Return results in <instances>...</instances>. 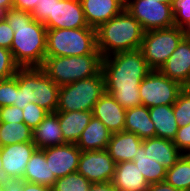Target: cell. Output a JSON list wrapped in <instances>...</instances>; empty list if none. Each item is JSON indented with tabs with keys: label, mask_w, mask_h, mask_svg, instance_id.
<instances>
[{
	"label": "cell",
	"mask_w": 190,
	"mask_h": 191,
	"mask_svg": "<svg viewBox=\"0 0 190 191\" xmlns=\"http://www.w3.org/2000/svg\"><path fill=\"white\" fill-rule=\"evenodd\" d=\"M150 71L140 49L103 57L105 92L124 109L140 106L139 84Z\"/></svg>",
	"instance_id": "1"
},
{
	"label": "cell",
	"mask_w": 190,
	"mask_h": 191,
	"mask_svg": "<svg viewBox=\"0 0 190 191\" xmlns=\"http://www.w3.org/2000/svg\"><path fill=\"white\" fill-rule=\"evenodd\" d=\"M3 17L14 31L10 51L20 67H40L46 58L47 29L31 13L10 8Z\"/></svg>",
	"instance_id": "2"
},
{
	"label": "cell",
	"mask_w": 190,
	"mask_h": 191,
	"mask_svg": "<svg viewBox=\"0 0 190 191\" xmlns=\"http://www.w3.org/2000/svg\"><path fill=\"white\" fill-rule=\"evenodd\" d=\"M144 33L138 20L124 9L96 29L97 49L102 57L140 49Z\"/></svg>",
	"instance_id": "3"
},
{
	"label": "cell",
	"mask_w": 190,
	"mask_h": 191,
	"mask_svg": "<svg viewBox=\"0 0 190 191\" xmlns=\"http://www.w3.org/2000/svg\"><path fill=\"white\" fill-rule=\"evenodd\" d=\"M15 77L14 106L23 109L32 102L48 112H56L60 87L40 67H20Z\"/></svg>",
	"instance_id": "4"
},
{
	"label": "cell",
	"mask_w": 190,
	"mask_h": 191,
	"mask_svg": "<svg viewBox=\"0 0 190 191\" xmlns=\"http://www.w3.org/2000/svg\"><path fill=\"white\" fill-rule=\"evenodd\" d=\"M102 55L46 56L40 68L59 87L98 75L102 71Z\"/></svg>",
	"instance_id": "5"
},
{
	"label": "cell",
	"mask_w": 190,
	"mask_h": 191,
	"mask_svg": "<svg viewBox=\"0 0 190 191\" xmlns=\"http://www.w3.org/2000/svg\"><path fill=\"white\" fill-rule=\"evenodd\" d=\"M100 54L96 29H47L46 56H82Z\"/></svg>",
	"instance_id": "6"
},
{
	"label": "cell",
	"mask_w": 190,
	"mask_h": 191,
	"mask_svg": "<svg viewBox=\"0 0 190 191\" xmlns=\"http://www.w3.org/2000/svg\"><path fill=\"white\" fill-rule=\"evenodd\" d=\"M104 93L105 79L101 71L93 77L61 86L56 111H93L94 105Z\"/></svg>",
	"instance_id": "7"
},
{
	"label": "cell",
	"mask_w": 190,
	"mask_h": 191,
	"mask_svg": "<svg viewBox=\"0 0 190 191\" xmlns=\"http://www.w3.org/2000/svg\"><path fill=\"white\" fill-rule=\"evenodd\" d=\"M185 29L173 26L146 31L140 51L151 70H160L184 39Z\"/></svg>",
	"instance_id": "8"
},
{
	"label": "cell",
	"mask_w": 190,
	"mask_h": 191,
	"mask_svg": "<svg viewBox=\"0 0 190 191\" xmlns=\"http://www.w3.org/2000/svg\"><path fill=\"white\" fill-rule=\"evenodd\" d=\"M184 89L178 82L166 77L160 70H151L139 84L142 105L150 108L173 105Z\"/></svg>",
	"instance_id": "9"
},
{
	"label": "cell",
	"mask_w": 190,
	"mask_h": 191,
	"mask_svg": "<svg viewBox=\"0 0 190 191\" xmlns=\"http://www.w3.org/2000/svg\"><path fill=\"white\" fill-rule=\"evenodd\" d=\"M172 5L159 0H135L126 10L138 20L146 32L174 26Z\"/></svg>",
	"instance_id": "10"
},
{
	"label": "cell",
	"mask_w": 190,
	"mask_h": 191,
	"mask_svg": "<svg viewBox=\"0 0 190 191\" xmlns=\"http://www.w3.org/2000/svg\"><path fill=\"white\" fill-rule=\"evenodd\" d=\"M116 163L107 150L81 151L77 172L91 183L110 182Z\"/></svg>",
	"instance_id": "11"
},
{
	"label": "cell",
	"mask_w": 190,
	"mask_h": 191,
	"mask_svg": "<svg viewBox=\"0 0 190 191\" xmlns=\"http://www.w3.org/2000/svg\"><path fill=\"white\" fill-rule=\"evenodd\" d=\"M43 24L46 29L89 27L80 0H54L53 17Z\"/></svg>",
	"instance_id": "12"
},
{
	"label": "cell",
	"mask_w": 190,
	"mask_h": 191,
	"mask_svg": "<svg viewBox=\"0 0 190 191\" xmlns=\"http://www.w3.org/2000/svg\"><path fill=\"white\" fill-rule=\"evenodd\" d=\"M56 179L77 172L81 150L74 143L41 149Z\"/></svg>",
	"instance_id": "13"
},
{
	"label": "cell",
	"mask_w": 190,
	"mask_h": 191,
	"mask_svg": "<svg viewBox=\"0 0 190 191\" xmlns=\"http://www.w3.org/2000/svg\"><path fill=\"white\" fill-rule=\"evenodd\" d=\"M37 149L32 142H23L1 147L3 170L14 180H23L31 155Z\"/></svg>",
	"instance_id": "14"
},
{
	"label": "cell",
	"mask_w": 190,
	"mask_h": 191,
	"mask_svg": "<svg viewBox=\"0 0 190 191\" xmlns=\"http://www.w3.org/2000/svg\"><path fill=\"white\" fill-rule=\"evenodd\" d=\"M160 71L184 88H190V47L183 39Z\"/></svg>",
	"instance_id": "15"
},
{
	"label": "cell",
	"mask_w": 190,
	"mask_h": 191,
	"mask_svg": "<svg viewBox=\"0 0 190 191\" xmlns=\"http://www.w3.org/2000/svg\"><path fill=\"white\" fill-rule=\"evenodd\" d=\"M93 116L99 119L111 133L124 130L126 109L110 94L104 93L93 108Z\"/></svg>",
	"instance_id": "16"
},
{
	"label": "cell",
	"mask_w": 190,
	"mask_h": 191,
	"mask_svg": "<svg viewBox=\"0 0 190 191\" xmlns=\"http://www.w3.org/2000/svg\"><path fill=\"white\" fill-rule=\"evenodd\" d=\"M142 141L136 134L123 130L111 134L106 150L116 164L133 161Z\"/></svg>",
	"instance_id": "17"
},
{
	"label": "cell",
	"mask_w": 190,
	"mask_h": 191,
	"mask_svg": "<svg viewBox=\"0 0 190 191\" xmlns=\"http://www.w3.org/2000/svg\"><path fill=\"white\" fill-rule=\"evenodd\" d=\"M80 2L89 27L94 29L124 10L118 0H80Z\"/></svg>",
	"instance_id": "18"
},
{
	"label": "cell",
	"mask_w": 190,
	"mask_h": 191,
	"mask_svg": "<svg viewBox=\"0 0 190 191\" xmlns=\"http://www.w3.org/2000/svg\"><path fill=\"white\" fill-rule=\"evenodd\" d=\"M32 142L37 149L66 144L60 128L58 113L49 112L44 120L32 130Z\"/></svg>",
	"instance_id": "19"
},
{
	"label": "cell",
	"mask_w": 190,
	"mask_h": 191,
	"mask_svg": "<svg viewBox=\"0 0 190 191\" xmlns=\"http://www.w3.org/2000/svg\"><path fill=\"white\" fill-rule=\"evenodd\" d=\"M112 183L118 191H147L149 186L133 161L116 164Z\"/></svg>",
	"instance_id": "20"
},
{
	"label": "cell",
	"mask_w": 190,
	"mask_h": 191,
	"mask_svg": "<svg viewBox=\"0 0 190 191\" xmlns=\"http://www.w3.org/2000/svg\"><path fill=\"white\" fill-rule=\"evenodd\" d=\"M142 145L145 153L166 169H170L183 154L170 139L148 138L142 141Z\"/></svg>",
	"instance_id": "21"
},
{
	"label": "cell",
	"mask_w": 190,
	"mask_h": 191,
	"mask_svg": "<svg viewBox=\"0 0 190 191\" xmlns=\"http://www.w3.org/2000/svg\"><path fill=\"white\" fill-rule=\"evenodd\" d=\"M111 134L104 123L93 116L76 145L81 151L106 150Z\"/></svg>",
	"instance_id": "22"
},
{
	"label": "cell",
	"mask_w": 190,
	"mask_h": 191,
	"mask_svg": "<svg viewBox=\"0 0 190 191\" xmlns=\"http://www.w3.org/2000/svg\"><path fill=\"white\" fill-rule=\"evenodd\" d=\"M62 135L67 143L76 144L83 130L93 117L92 111H56Z\"/></svg>",
	"instance_id": "23"
},
{
	"label": "cell",
	"mask_w": 190,
	"mask_h": 191,
	"mask_svg": "<svg viewBox=\"0 0 190 191\" xmlns=\"http://www.w3.org/2000/svg\"><path fill=\"white\" fill-rule=\"evenodd\" d=\"M56 180L47 164L45 153L41 149H36L26 164L23 181L52 188Z\"/></svg>",
	"instance_id": "24"
},
{
	"label": "cell",
	"mask_w": 190,
	"mask_h": 191,
	"mask_svg": "<svg viewBox=\"0 0 190 191\" xmlns=\"http://www.w3.org/2000/svg\"><path fill=\"white\" fill-rule=\"evenodd\" d=\"M124 130L136 134L142 140L155 137V127L150 119L149 108L140 105L126 109Z\"/></svg>",
	"instance_id": "25"
},
{
	"label": "cell",
	"mask_w": 190,
	"mask_h": 191,
	"mask_svg": "<svg viewBox=\"0 0 190 191\" xmlns=\"http://www.w3.org/2000/svg\"><path fill=\"white\" fill-rule=\"evenodd\" d=\"M149 115L155 127V137L173 140L179 128L173 112V105L149 108Z\"/></svg>",
	"instance_id": "26"
},
{
	"label": "cell",
	"mask_w": 190,
	"mask_h": 191,
	"mask_svg": "<svg viewBox=\"0 0 190 191\" xmlns=\"http://www.w3.org/2000/svg\"><path fill=\"white\" fill-rule=\"evenodd\" d=\"M135 154L133 162L149 184L163 182L165 180L167 169L146 154L143 145L138 148Z\"/></svg>",
	"instance_id": "27"
},
{
	"label": "cell",
	"mask_w": 190,
	"mask_h": 191,
	"mask_svg": "<svg viewBox=\"0 0 190 191\" xmlns=\"http://www.w3.org/2000/svg\"><path fill=\"white\" fill-rule=\"evenodd\" d=\"M32 141V129L24 122H0L1 147Z\"/></svg>",
	"instance_id": "28"
},
{
	"label": "cell",
	"mask_w": 190,
	"mask_h": 191,
	"mask_svg": "<svg viewBox=\"0 0 190 191\" xmlns=\"http://www.w3.org/2000/svg\"><path fill=\"white\" fill-rule=\"evenodd\" d=\"M167 184L181 191H190V159L184 154L167 169L164 180Z\"/></svg>",
	"instance_id": "29"
},
{
	"label": "cell",
	"mask_w": 190,
	"mask_h": 191,
	"mask_svg": "<svg viewBox=\"0 0 190 191\" xmlns=\"http://www.w3.org/2000/svg\"><path fill=\"white\" fill-rule=\"evenodd\" d=\"M92 183L78 172L70 173L62 178H58L53 187V191H89Z\"/></svg>",
	"instance_id": "30"
},
{
	"label": "cell",
	"mask_w": 190,
	"mask_h": 191,
	"mask_svg": "<svg viewBox=\"0 0 190 191\" xmlns=\"http://www.w3.org/2000/svg\"><path fill=\"white\" fill-rule=\"evenodd\" d=\"M173 112L179 126L190 124V88H184L173 104Z\"/></svg>",
	"instance_id": "31"
},
{
	"label": "cell",
	"mask_w": 190,
	"mask_h": 191,
	"mask_svg": "<svg viewBox=\"0 0 190 191\" xmlns=\"http://www.w3.org/2000/svg\"><path fill=\"white\" fill-rule=\"evenodd\" d=\"M174 26L190 30V0L173 1Z\"/></svg>",
	"instance_id": "32"
},
{
	"label": "cell",
	"mask_w": 190,
	"mask_h": 191,
	"mask_svg": "<svg viewBox=\"0 0 190 191\" xmlns=\"http://www.w3.org/2000/svg\"><path fill=\"white\" fill-rule=\"evenodd\" d=\"M23 121L30 128H36L49 113L44 108L35 103H28L23 109Z\"/></svg>",
	"instance_id": "33"
},
{
	"label": "cell",
	"mask_w": 190,
	"mask_h": 191,
	"mask_svg": "<svg viewBox=\"0 0 190 191\" xmlns=\"http://www.w3.org/2000/svg\"><path fill=\"white\" fill-rule=\"evenodd\" d=\"M20 66L14 61L12 52L0 47V80L15 76Z\"/></svg>",
	"instance_id": "34"
},
{
	"label": "cell",
	"mask_w": 190,
	"mask_h": 191,
	"mask_svg": "<svg viewBox=\"0 0 190 191\" xmlns=\"http://www.w3.org/2000/svg\"><path fill=\"white\" fill-rule=\"evenodd\" d=\"M16 97V77L0 80V107L11 106Z\"/></svg>",
	"instance_id": "35"
},
{
	"label": "cell",
	"mask_w": 190,
	"mask_h": 191,
	"mask_svg": "<svg viewBox=\"0 0 190 191\" xmlns=\"http://www.w3.org/2000/svg\"><path fill=\"white\" fill-rule=\"evenodd\" d=\"M54 0H40L31 15L33 19L44 23L49 17H53Z\"/></svg>",
	"instance_id": "36"
},
{
	"label": "cell",
	"mask_w": 190,
	"mask_h": 191,
	"mask_svg": "<svg viewBox=\"0 0 190 191\" xmlns=\"http://www.w3.org/2000/svg\"><path fill=\"white\" fill-rule=\"evenodd\" d=\"M0 122H24L23 121V110L14 105L0 107Z\"/></svg>",
	"instance_id": "37"
},
{
	"label": "cell",
	"mask_w": 190,
	"mask_h": 191,
	"mask_svg": "<svg viewBox=\"0 0 190 191\" xmlns=\"http://www.w3.org/2000/svg\"><path fill=\"white\" fill-rule=\"evenodd\" d=\"M172 142L184 154L190 147V124L179 126Z\"/></svg>",
	"instance_id": "38"
},
{
	"label": "cell",
	"mask_w": 190,
	"mask_h": 191,
	"mask_svg": "<svg viewBox=\"0 0 190 191\" xmlns=\"http://www.w3.org/2000/svg\"><path fill=\"white\" fill-rule=\"evenodd\" d=\"M14 31L7 20L2 17L0 20V47L10 50L13 41Z\"/></svg>",
	"instance_id": "39"
},
{
	"label": "cell",
	"mask_w": 190,
	"mask_h": 191,
	"mask_svg": "<svg viewBox=\"0 0 190 191\" xmlns=\"http://www.w3.org/2000/svg\"><path fill=\"white\" fill-rule=\"evenodd\" d=\"M39 2L40 0H14L13 8L32 13L33 9Z\"/></svg>",
	"instance_id": "40"
},
{
	"label": "cell",
	"mask_w": 190,
	"mask_h": 191,
	"mask_svg": "<svg viewBox=\"0 0 190 191\" xmlns=\"http://www.w3.org/2000/svg\"><path fill=\"white\" fill-rule=\"evenodd\" d=\"M147 191H181L165 181L149 184Z\"/></svg>",
	"instance_id": "41"
},
{
	"label": "cell",
	"mask_w": 190,
	"mask_h": 191,
	"mask_svg": "<svg viewBox=\"0 0 190 191\" xmlns=\"http://www.w3.org/2000/svg\"><path fill=\"white\" fill-rule=\"evenodd\" d=\"M22 191H53L51 187L22 180Z\"/></svg>",
	"instance_id": "42"
},
{
	"label": "cell",
	"mask_w": 190,
	"mask_h": 191,
	"mask_svg": "<svg viewBox=\"0 0 190 191\" xmlns=\"http://www.w3.org/2000/svg\"><path fill=\"white\" fill-rule=\"evenodd\" d=\"M89 191H118L112 181L103 183H92Z\"/></svg>",
	"instance_id": "43"
},
{
	"label": "cell",
	"mask_w": 190,
	"mask_h": 191,
	"mask_svg": "<svg viewBox=\"0 0 190 191\" xmlns=\"http://www.w3.org/2000/svg\"><path fill=\"white\" fill-rule=\"evenodd\" d=\"M14 179H12L5 170H3L2 160H1V147H0V184L3 186H7Z\"/></svg>",
	"instance_id": "44"
},
{
	"label": "cell",
	"mask_w": 190,
	"mask_h": 191,
	"mask_svg": "<svg viewBox=\"0 0 190 191\" xmlns=\"http://www.w3.org/2000/svg\"><path fill=\"white\" fill-rule=\"evenodd\" d=\"M4 191H22V180H13L5 186Z\"/></svg>",
	"instance_id": "45"
},
{
	"label": "cell",
	"mask_w": 190,
	"mask_h": 191,
	"mask_svg": "<svg viewBox=\"0 0 190 191\" xmlns=\"http://www.w3.org/2000/svg\"><path fill=\"white\" fill-rule=\"evenodd\" d=\"M13 1L14 0H0V10L4 12L13 8Z\"/></svg>",
	"instance_id": "46"
},
{
	"label": "cell",
	"mask_w": 190,
	"mask_h": 191,
	"mask_svg": "<svg viewBox=\"0 0 190 191\" xmlns=\"http://www.w3.org/2000/svg\"><path fill=\"white\" fill-rule=\"evenodd\" d=\"M135 0H118L119 4L126 9L130 4H132Z\"/></svg>",
	"instance_id": "47"
},
{
	"label": "cell",
	"mask_w": 190,
	"mask_h": 191,
	"mask_svg": "<svg viewBox=\"0 0 190 191\" xmlns=\"http://www.w3.org/2000/svg\"><path fill=\"white\" fill-rule=\"evenodd\" d=\"M184 39L188 42L189 47H190V30L185 31Z\"/></svg>",
	"instance_id": "48"
},
{
	"label": "cell",
	"mask_w": 190,
	"mask_h": 191,
	"mask_svg": "<svg viewBox=\"0 0 190 191\" xmlns=\"http://www.w3.org/2000/svg\"><path fill=\"white\" fill-rule=\"evenodd\" d=\"M174 0H159V2L173 4Z\"/></svg>",
	"instance_id": "49"
},
{
	"label": "cell",
	"mask_w": 190,
	"mask_h": 191,
	"mask_svg": "<svg viewBox=\"0 0 190 191\" xmlns=\"http://www.w3.org/2000/svg\"><path fill=\"white\" fill-rule=\"evenodd\" d=\"M184 155L190 159V147L187 149V151L184 153Z\"/></svg>",
	"instance_id": "50"
},
{
	"label": "cell",
	"mask_w": 190,
	"mask_h": 191,
	"mask_svg": "<svg viewBox=\"0 0 190 191\" xmlns=\"http://www.w3.org/2000/svg\"><path fill=\"white\" fill-rule=\"evenodd\" d=\"M4 189H5V186L0 184V191H4Z\"/></svg>",
	"instance_id": "51"
},
{
	"label": "cell",
	"mask_w": 190,
	"mask_h": 191,
	"mask_svg": "<svg viewBox=\"0 0 190 191\" xmlns=\"http://www.w3.org/2000/svg\"><path fill=\"white\" fill-rule=\"evenodd\" d=\"M3 17V12L0 10V20L2 19Z\"/></svg>",
	"instance_id": "52"
}]
</instances>
